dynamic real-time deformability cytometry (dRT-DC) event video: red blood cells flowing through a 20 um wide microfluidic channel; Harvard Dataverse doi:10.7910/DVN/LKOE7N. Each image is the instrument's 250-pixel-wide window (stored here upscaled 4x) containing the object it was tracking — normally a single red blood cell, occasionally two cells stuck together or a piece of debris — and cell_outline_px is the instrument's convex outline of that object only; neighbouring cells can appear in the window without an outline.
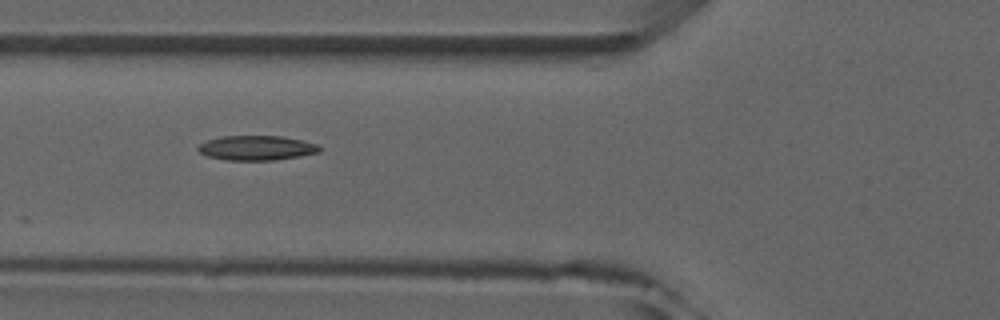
{"species": "common noctule bat (a hibernating species)", "species_latin": "Nyctalus noctula", "temperature_condition": "room temperature", "stored_images_in_passage": 6, "camera_frame_rate_fps": 3000, "um_per_image_px": 0.085, "animal": {"sex": "male", "forearm_length_mm": 52.5}, "frame": {"image": 1, "passage_image": 4, "time_ms": 3.333, "image_size_px": [1000, 320], "cell_outline_px": [[324, 148], [320, 152], [300, 156], [276, 160], [228, 160], [208, 156], [200, 152], [196, 148], [200, 144], [208, 140], [220, 136], [280, 136], [304, 140], [316, 144]], "centroid_in_image_um": [21.85, 12.57], "position_along_channel_um": 103.9, "area_um2": 17.51}}
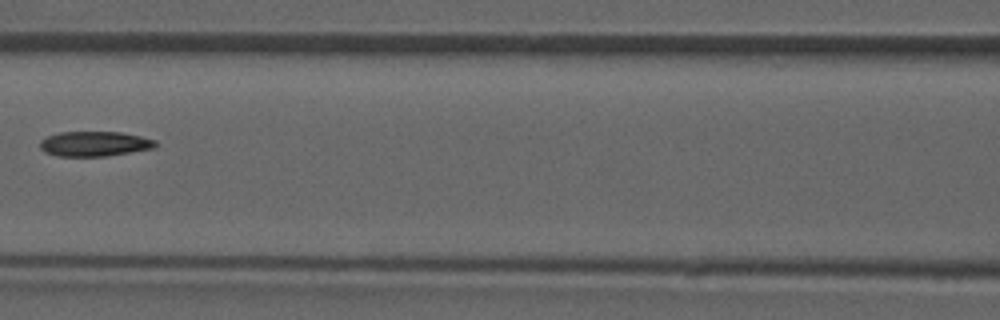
{"frame": {"image": 2, "passage_image": 5, "time_ms": 4.667, "image_size_px": [1000, 320], "cell_outline_px": [[160, 144], [156, 148], [104, 156], [56, 156], [44, 152], [40, 148], [40, 140], [48, 136], [60, 132], [120, 132], [140, 136], [156, 140]], "centroid_in_image_um": [8.06, 12.22], "position_along_channel_um": 158.5, "area_um2": 16.88}}